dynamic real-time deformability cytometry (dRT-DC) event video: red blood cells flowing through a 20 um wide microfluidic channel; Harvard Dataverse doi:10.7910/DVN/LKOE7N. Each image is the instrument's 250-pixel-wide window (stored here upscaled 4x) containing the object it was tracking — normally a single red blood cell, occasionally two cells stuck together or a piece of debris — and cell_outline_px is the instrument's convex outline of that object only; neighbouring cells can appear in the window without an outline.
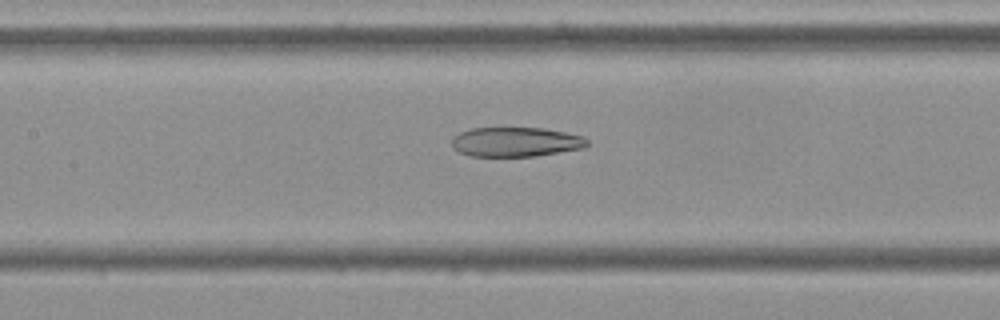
{"species": "Egyptian fruit bat (a non-hibernating species)", "species_latin": "Rousettus aegyptiacus", "temperature_condition": "cold", "stored_images_in_passage": 55, "camera_frame_rate_fps": 3000, "um_per_image_px": 0.085, "frame": {"image": 1, "passage_image": 25, "time_ms": 8.0, "image_size_px": [1000, 320], "cell_outline_px": [[588, 144], [584, 148], [536, 156], [468, 156], [452, 148], [452, 136], [460, 132], [472, 128], [544, 128], [584, 136], [588, 140]], "centroid_in_image_um": [43.83, 12.06], "position_along_channel_um": 163.6, "area_um2": 23.41}}
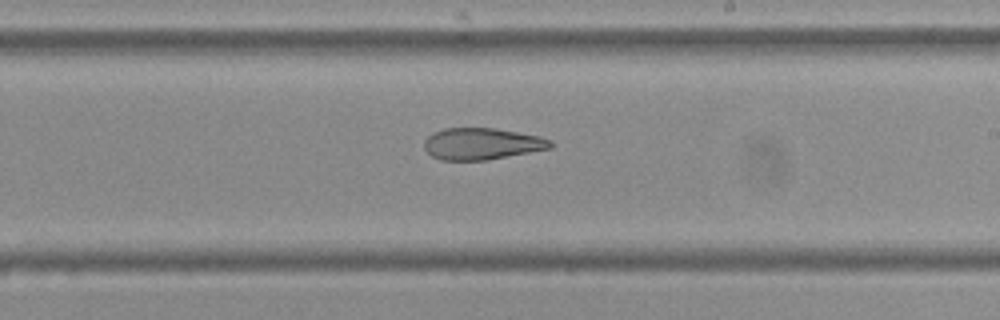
{"frame": {"image": 2, "passage_image": 32, "time_ms": 10.333, "image_size_px": [1000, 320], "cell_outline_px": [[552, 148], [488, 160], [440, 160], [432, 156], [424, 148], [424, 140], [432, 132], [444, 128], [496, 128], [540, 136], [552, 140]], "centroid_in_image_um": [40.95, 12.22], "position_along_channel_um": 248.0, "area_um2": 23.47}}
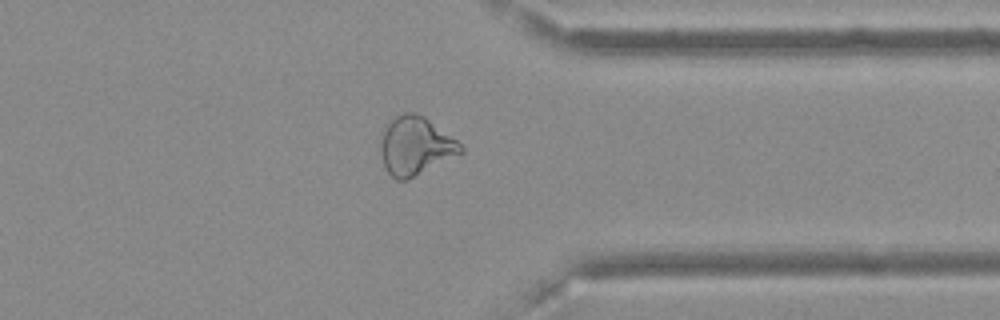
{"frame": {"image": 3, "passage_image": 43, "time_ms": 14.0, "image_size_px": [1000, 320], "cell_outline_px": [[464, 152], [408, 180], [396, 180], [384, 168], [380, 152], [380, 144], [384, 124], [388, 120], [404, 112], [416, 112], [424, 116], [456, 140], [464, 148]], "centroid_in_image_um": [35.27, 12.4], "position_along_channel_um": 376.1, "area_um2": 27.46}, "authors_computed_cell_mechanics": {"area_um2": 28.7266, "velocity_mm_per_s": 3.6288, "shape_relaxation_time_tau1_ms": null, "shape_relaxation_time_tau2_ms": 5.9987, "deformation_change_tau1": null, "deformation_change_tau2": 0.1558}}